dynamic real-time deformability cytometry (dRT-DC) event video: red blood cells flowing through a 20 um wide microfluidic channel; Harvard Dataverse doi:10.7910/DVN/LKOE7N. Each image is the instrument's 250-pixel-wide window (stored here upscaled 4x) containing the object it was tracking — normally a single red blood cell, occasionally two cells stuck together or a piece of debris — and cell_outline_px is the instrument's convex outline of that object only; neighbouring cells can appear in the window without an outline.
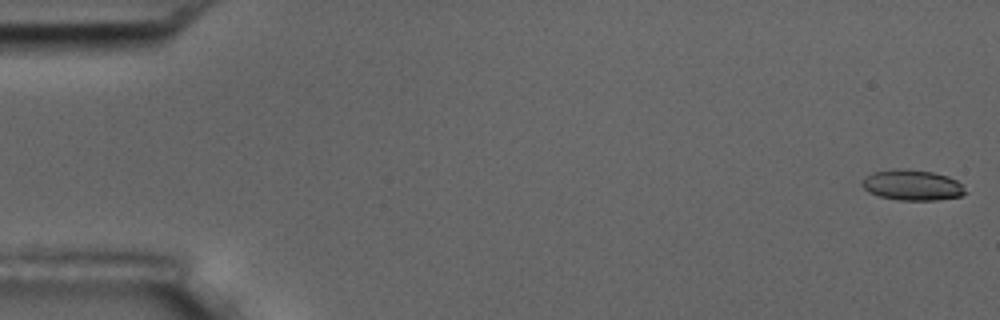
{"species": "common noctule bat (a hibernating species)", "species_latin": "Nyctalus noctula", "temperature_condition": "room temperature", "stored_images_in_passage": 7, "camera_frame_rate_fps": 3000, "um_per_image_px": 0.085, "animal": {"sex": "male", "body_mass_g": 17.5, "forearm_length_mm": 52.3}, "frame": {"image": 1, "passage_image": 1, "time_ms": 0.0, "image_size_px": [1000, 320], "cell_outline_px": [[968, 192], [960, 196], [936, 200], [900, 200], [880, 196], [868, 192], [860, 184], [860, 180], [872, 172], [932, 172], [948, 176], [956, 180]], "centroid_in_image_um": [77.55, 15.79], "position_along_channel_um": 7.4, "area_um2": 17.51}}
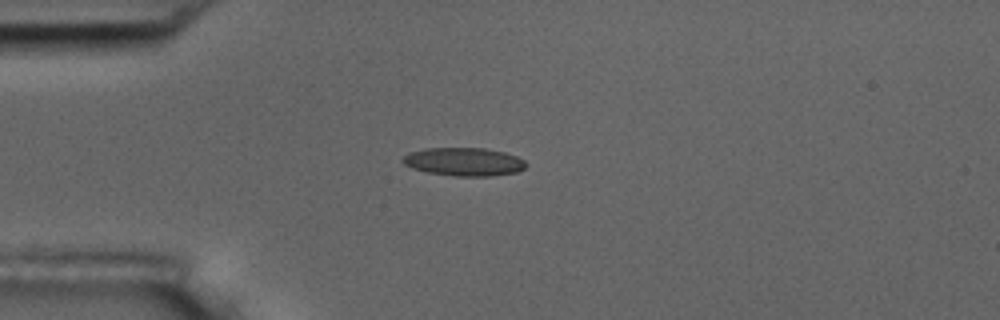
{"frame": {"image": 2, "passage_image": 5, "time_ms": 4.667, "image_size_px": [1000, 320], "cell_outline_px": [[528, 164], [524, 168], [516, 172], [488, 176], [452, 176], [428, 172], [412, 168], [404, 164], [400, 160], [408, 152], [424, 148], [484, 148], [504, 152], [516, 156], [524, 160]], "centroid_in_image_um": [39.41, 13.74], "position_along_channel_um": 45.6, "area_um2": 20.35}}